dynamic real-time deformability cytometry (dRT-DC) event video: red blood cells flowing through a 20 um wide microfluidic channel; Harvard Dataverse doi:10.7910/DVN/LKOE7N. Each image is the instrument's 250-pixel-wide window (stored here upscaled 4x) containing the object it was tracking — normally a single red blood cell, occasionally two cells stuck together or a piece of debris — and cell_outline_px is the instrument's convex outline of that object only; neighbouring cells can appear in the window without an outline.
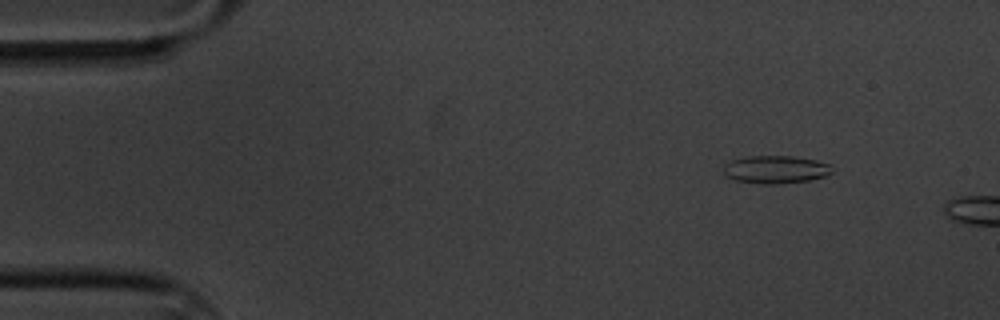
{"species": "common noctule bat (a hibernating species)", "species_latin": "Nyctalus noctula", "temperature_condition": "cold", "stored_images_in_passage": 11, "camera_frame_rate_fps": 3000, "um_per_image_px": 0.085, "animal": {"sex": "male", "body_mass_g": 20.1, "forearm_length_mm": 53.5}, "frame": {"image": 1, "passage_image": 7, "time_ms": 2.0, "image_size_px": [1000, 320], "cell_outline_px": [[832, 172], [824, 176], [808, 180], [776, 184], [760, 184], [736, 180], [724, 176], [724, 164], [732, 160], [748, 156], [792, 156], [816, 160], [828, 164]], "centroid_in_image_um": [65.87, 14.41], "position_along_channel_um": 19.1, "area_um2": 17.46}}